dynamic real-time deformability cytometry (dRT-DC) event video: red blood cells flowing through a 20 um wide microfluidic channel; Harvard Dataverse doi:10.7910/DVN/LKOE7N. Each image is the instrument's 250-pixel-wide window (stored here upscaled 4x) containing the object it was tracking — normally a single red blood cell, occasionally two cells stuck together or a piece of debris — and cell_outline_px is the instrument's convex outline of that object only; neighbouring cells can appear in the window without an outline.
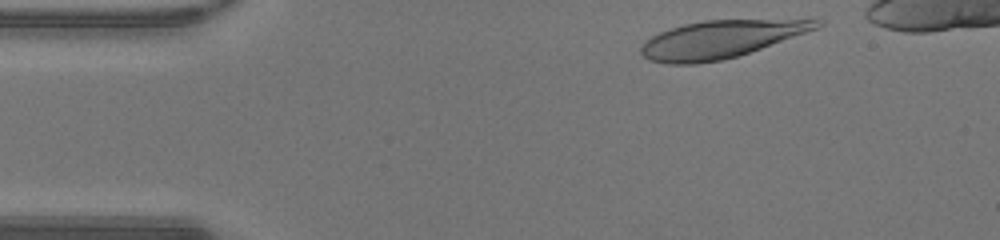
{"species": "human", "species_latin": "Homo sapiens", "temperature_condition": "warm", "stored_images_in_passage": 36, "camera_frame_rate_fps": 3000, "um_per_image_px": 0.085, "donor": {"sex": "male"}, "frame": {"image": 1, "passage_image": 2, "time_ms": 0.333, "image_size_px": [1000, 240], "cell_outline_px": [[824, 24], [816, 28], [760, 48], [736, 56], [720, 60], [696, 64], [668, 64], [648, 60], [640, 52], [640, 48], [652, 36], [660, 32], [684, 24], [704, 20], [824, 20]], "centroid_in_image_um": [61.18, 3.35], "position_along_channel_um": 23.8, "area_um2": 37.51}}
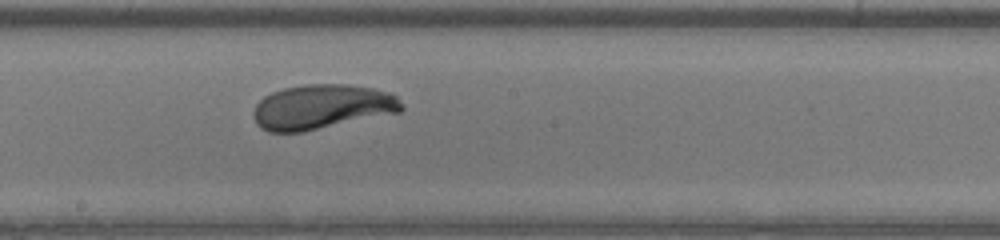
{"frame": {"image": 2, "passage_image": 21, "time_ms": 6.667, "image_size_px": [1000, 240], "cell_outline_px": [[404, 108], [400, 112], [304, 132], [268, 132], [260, 128], [256, 124], [252, 116], [252, 112], [256, 104], [264, 96], [272, 92], [284, 88], [304, 84], [348, 84], [372, 88], [388, 92], [396, 96], [404, 104]], "centroid_in_image_um": [27.34, 9.09], "position_along_channel_um": 220.9, "area_um2": 38.96}}
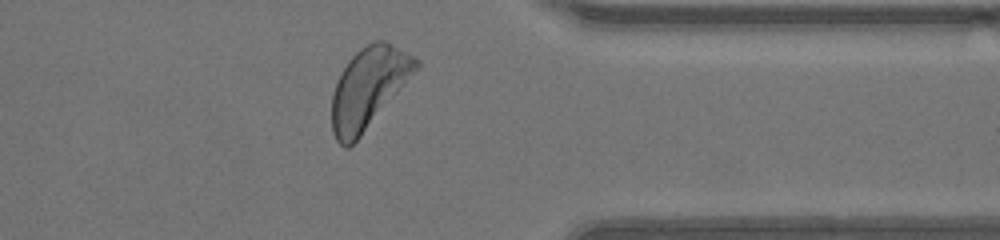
{"frame": {"image": 3, "passage_image": 33, "time_ms": 10.667, "image_size_px": [1000, 240], "cell_outline_px": [[420, 64], [360, 136], [348, 148], [344, 148], [336, 140], [332, 132], [332, 92], [348, 60], [360, 48], [372, 40], [384, 40], [420, 60]], "centroid_in_image_um": [31.27, 7.45], "position_along_channel_um": 380.1, "area_um2": 38.44}, "authors_computed_cell_mechanics": {"area_um2": 38.7549, "velocity_mm_per_s": 4.2687, "shape_relaxation_time_tau1_ms": 2.5452, "shape_relaxation_time_tau2_ms": null, "deformation_change_tau1": 0.1679, "deformation_change_tau2": null}}